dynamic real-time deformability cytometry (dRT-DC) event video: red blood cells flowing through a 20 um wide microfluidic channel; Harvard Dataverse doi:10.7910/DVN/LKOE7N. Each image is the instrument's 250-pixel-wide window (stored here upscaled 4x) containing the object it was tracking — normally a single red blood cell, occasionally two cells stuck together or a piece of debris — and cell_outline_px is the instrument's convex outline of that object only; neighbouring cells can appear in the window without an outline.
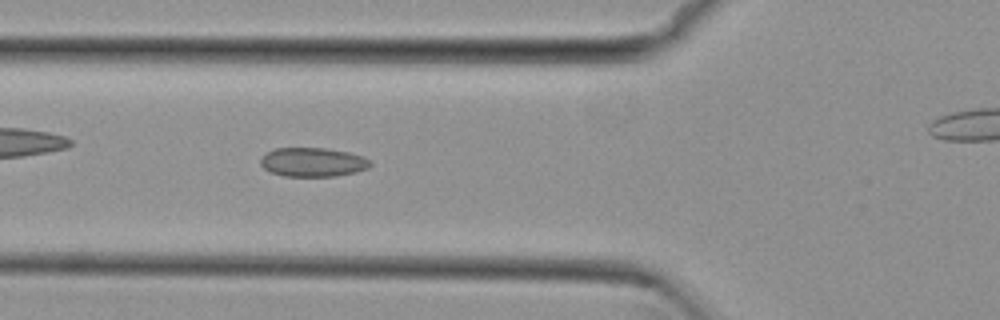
{"species": "common noctule bat (a hibernating species)", "species_latin": "Nyctalus noctula", "temperature_condition": "cold", "stored_images_in_passage": 41, "camera_frame_rate_fps": 3000, "um_per_image_px": 0.085, "animal": {"sex": "female", "body_mass_g": 29.2, "forearm_length_mm": 56.3}, "frame": {"image": 1, "passage_image": 14, "time_ms": 4.333, "image_size_px": [1000, 320], "cell_outline_px": [[372, 164], [368, 168], [356, 172], [336, 176], [284, 176], [272, 172], [264, 168], [260, 164], [260, 160], [268, 152], [276, 148], [324, 148], [348, 152], [364, 156]], "centroid_in_image_um": [26.61, 13.78], "position_along_channel_um": 99.2, "area_um2": 18.44}}
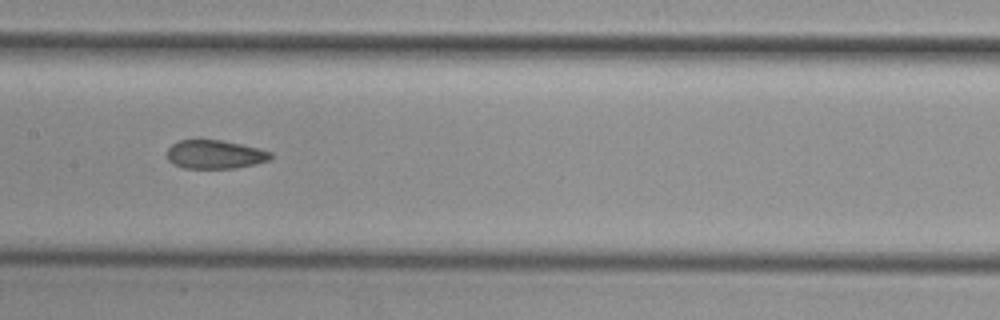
{"frame": {"image": 2, "passage_image": 21, "time_ms": 6.667, "image_size_px": [1000, 320], "cell_outline_px": [[272, 156], [268, 160], [256, 164], [236, 168], [184, 168], [172, 164], [168, 160], [168, 148], [172, 144], [180, 140], [220, 140], [240, 144], [272, 152]], "centroid_in_image_um": [18.25, 13.13], "position_along_channel_um": 189.1, "area_um2": 17.17}}
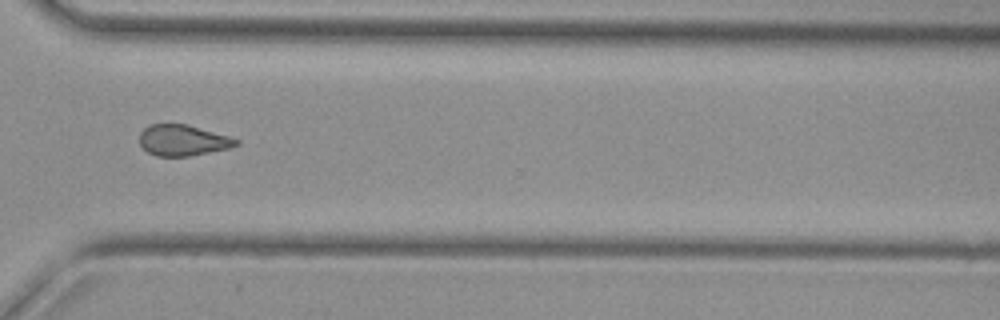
{"frame": {"image": 3, "passage_image": 34, "time_ms": 11.0, "image_size_px": [1000, 320], "cell_outline_px": [[240, 144], [228, 148], [188, 156], [156, 156], [148, 152], [140, 144], [140, 132], [144, 128], [152, 124], [188, 124], [228, 136], [240, 140]], "centroid_in_image_um": [15.54, 11.92], "position_along_channel_um": 355.1, "area_um2": 17.28}}